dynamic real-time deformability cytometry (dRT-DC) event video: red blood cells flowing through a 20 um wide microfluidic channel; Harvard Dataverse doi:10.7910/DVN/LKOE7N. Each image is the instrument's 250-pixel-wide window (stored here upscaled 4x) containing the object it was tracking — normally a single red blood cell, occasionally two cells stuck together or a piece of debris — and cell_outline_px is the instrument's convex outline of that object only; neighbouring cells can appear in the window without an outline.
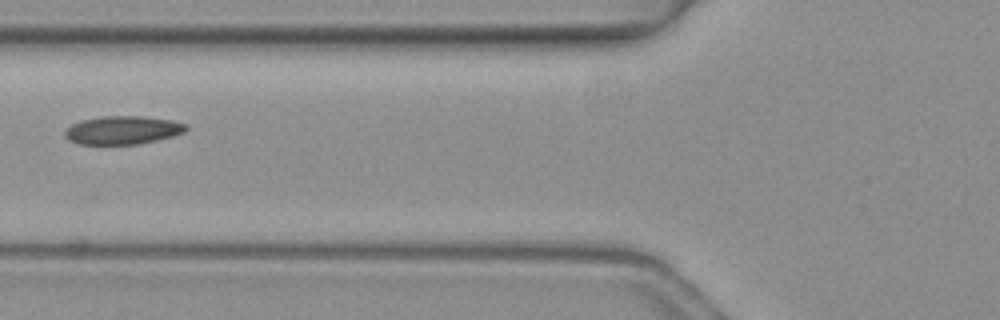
{"species": "common noctule bat (a hibernating species)", "species_latin": "Nyctalus noctula", "temperature_condition": "warm", "stored_images_in_passage": 3, "camera_frame_rate_fps": 3000, "um_per_image_px": 0.085, "animal": {"sex": "female", "body_mass_g": 19.3, "forearm_length_mm": 54.1}, "frame": {"image": 1, "passage_image": 3, "time_ms": 0.667, "image_size_px": [1000, 320], "cell_outline_px": [[188, 128], [184, 132], [172, 136], [156, 140], [136, 144], [80, 144], [68, 140], [64, 136], [64, 132], [72, 124], [80, 120], [104, 116], [144, 116], [172, 120], [188, 124]], "centroid_in_image_um": [10.43, 11.05], "position_along_channel_um": 115.4, "area_um2": 20.0}}